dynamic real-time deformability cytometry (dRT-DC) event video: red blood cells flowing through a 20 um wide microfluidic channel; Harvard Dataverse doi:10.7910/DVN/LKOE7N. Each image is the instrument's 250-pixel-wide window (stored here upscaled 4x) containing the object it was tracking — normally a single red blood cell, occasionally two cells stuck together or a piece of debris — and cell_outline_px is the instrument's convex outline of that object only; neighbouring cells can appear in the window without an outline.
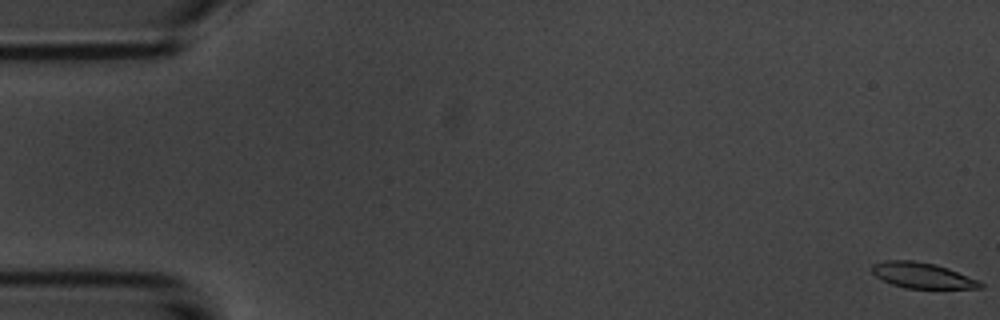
{"species": "common noctule bat (a hibernating species)", "species_latin": "Nyctalus noctula", "temperature_condition": "room temperature", "stored_images_in_passage": 38, "camera_frame_rate_fps": 3000, "um_per_image_px": 0.085, "animal": {"sex": "male", "body_mass_g": 20.1, "forearm_length_mm": 53.5}, "frame": {"image": 1, "passage_image": 1, "time_ms": 0.0, "image_size_px": [1000, 320], "cell_outline_px": [[984, 288], [904, 288], [892, 284], [876, 276], [872, 272], [872, 264], [888, 260], [916, 260], [936, 264], [948, 268], [976, 280], [984, 284]], "centroid_in_image_um": [78.37, 23.4], "position_along_channel_um": 6.6, "area_um2": 16.01}}
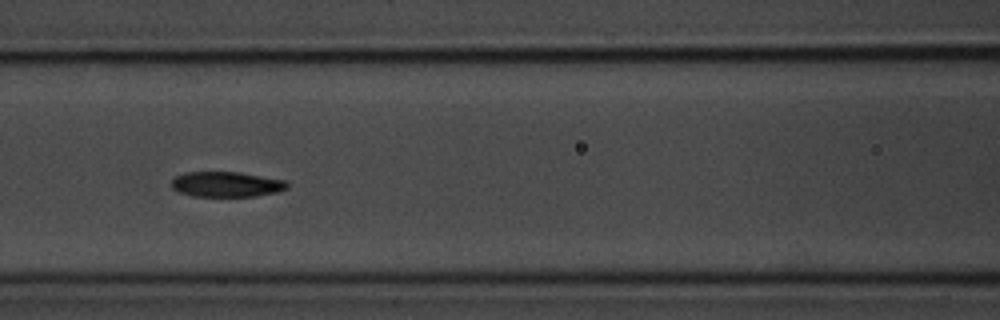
{"frame": {"image": 2, "passage_image": 24, "time_ms": 7.667, "image_size_px": [1000, 320], "cell_outline_px": [[288, 188], [276, 192], [256, 196], [192, 196], [180, 192], [172, 188], [168, 184], [176, 176], [184, 172], [240, 172], [284, 180], [288, 184]], "centroid_in_image_um": [19.2, 15.66], "position_along_channel_um": 147.4, "area_um2": 17.05}}
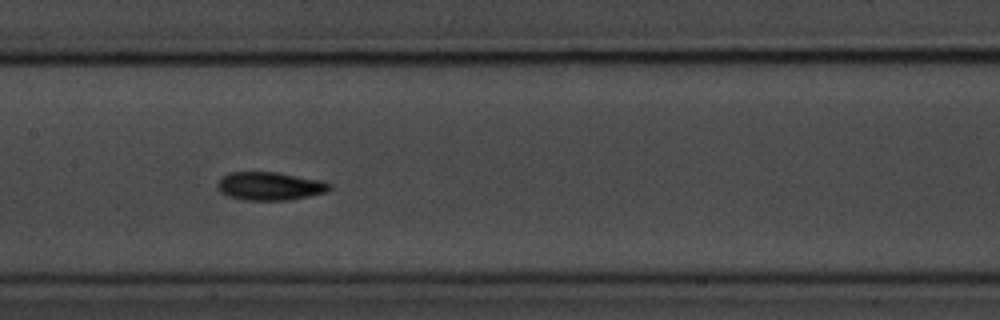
{"frame": {"image": 3, "passage_image": 27, "time_ms": 8.667, "image_size_px": [1000, 320], "cell_outline_px": [[332, 188], [324, 192], [308, 196], [288, 200], [244, 200], [228, 196], [220, 192], [216, 188], [216, 184], [220, 176], [232, 172], [280, 172], [324, 180], [332, 184]], "centroid_in_image_um": [22.93, 15.8], "position_along_channel_um": 184.5, "area_um2": 18.79}}